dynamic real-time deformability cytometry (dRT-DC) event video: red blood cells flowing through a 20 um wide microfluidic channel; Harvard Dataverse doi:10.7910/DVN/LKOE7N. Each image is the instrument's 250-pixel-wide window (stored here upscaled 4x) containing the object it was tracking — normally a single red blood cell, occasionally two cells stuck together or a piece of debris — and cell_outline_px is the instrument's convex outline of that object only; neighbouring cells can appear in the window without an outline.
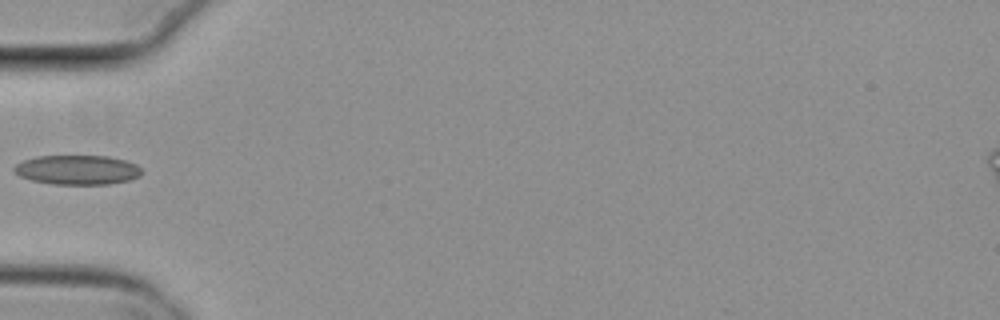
{"species": "common noctule bat (a hibernating species)", "species_latin": "Nyctalus noctula", "temperature_condition": "cold", "stored_images_in_passage": 6, "camera_frame_rate_fps": 3000, "um_per_image_px": 0.085, "animal": {"sex": "female", "body_mass_g": 29.2, "forearm_length_mm": 56.3}, "frame": {"image": 1, "passage_image": 5, "time_ms": 1.333, "image_size_px": [1000, 320], "cell_outline_px": [[144, 172], [140, 176], [128, 180], [108, 184], [52, 184], [32, 180], [20, 176], [12, 172], [12, 168], [16, 164], [24, 160], [36, 156], [108, 156], [124, 160], [136, 164]], "centroid_in_image_um": [6.56, 14.44], "position_along_channel_um": 78.4, "area_um2": 21.96}}
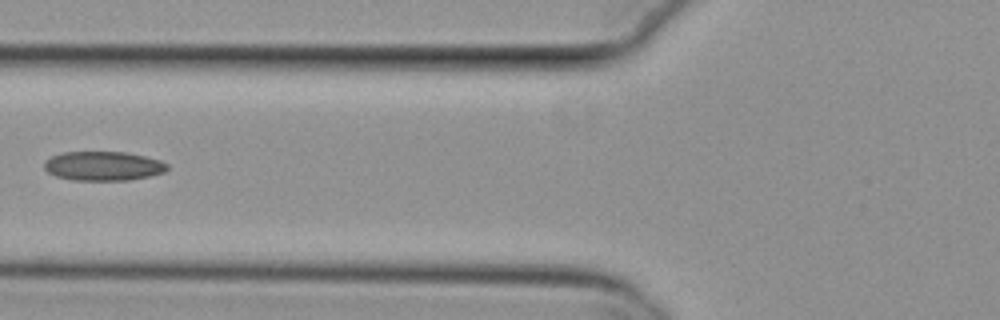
{"frame": {"image": 2, "passage_image": 6, "time_ms": 1.667, "image_size_px": [1000, 320], "cell_outline_px": [[168, 168], [164, 172], [148, 176], [128, 180], [72, 180], [56, 176], [48, 172], [44, 168], [44, 160], [52, 156], [64, 152], [124, 152], [144, 156], [160, 160], [168, 164]], "centroid_in_image_um": [8.75, 14.11], "position_along_channel_um": 117.0, "area_um2": 20.87}}